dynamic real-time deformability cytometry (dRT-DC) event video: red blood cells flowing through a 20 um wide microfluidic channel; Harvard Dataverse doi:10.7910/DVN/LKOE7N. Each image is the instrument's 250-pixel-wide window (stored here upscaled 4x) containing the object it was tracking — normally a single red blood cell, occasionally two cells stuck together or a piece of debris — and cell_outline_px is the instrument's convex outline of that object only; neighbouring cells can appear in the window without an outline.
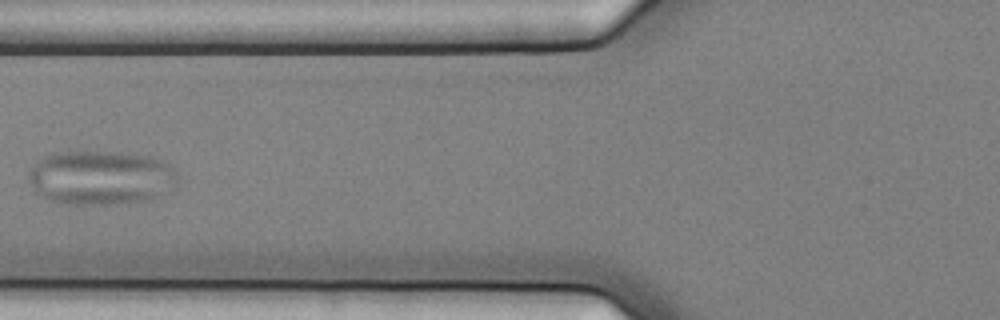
{"species": "common noctule bat (a hibernating species)", "species_latin": "Nyctalus noctula", "temperature_condition": "cold", "stored_images_in_passage": 9, "camera_frame_rate_fps": 3000, "um_per_image_px": 0.085, "animal": {"sex": "female", "body_mass_g": 25.1}, "frame": {"image": 1, "passage_image": 6, "time_ms": 1.667, "image_size_px": [1000, 320], "cell_outline_px": [[176, 176], [160, 196], [144, 200], [108, 204], [76, 204], [52, 200], [36, 192], [28, 176], [28, 172], [36, 160], [44, 156], [60, 152], [108, 152], [152, 156], [176, 168]], "centroid_in_image_um": [8.52, 15.08], "position_along_channel_um": 117.3, "area_um2": 46.12}}